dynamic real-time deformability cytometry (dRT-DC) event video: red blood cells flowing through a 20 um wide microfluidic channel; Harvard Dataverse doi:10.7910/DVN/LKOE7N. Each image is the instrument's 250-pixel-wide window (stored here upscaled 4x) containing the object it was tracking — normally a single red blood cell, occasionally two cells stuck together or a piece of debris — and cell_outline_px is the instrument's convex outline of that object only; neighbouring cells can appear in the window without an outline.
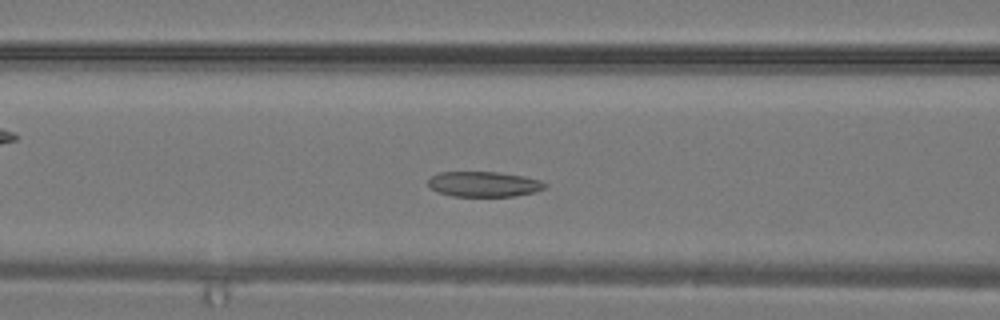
{"species": "common noctule bat (a hibernating species)", "species_latin": "Nyctalus noctula", "temperature_condition": "warm", "stored_images_in_passage": 31, "camera_frame_rate_fps": 3000, "um_per_image_px": 0.085, "animal": {"sex": "male", "body_mass_g": 19.2, "forearm_length_mm": 51.8}, "frame": {"image": 1, "passage_image": 11, "time_ms": 3.333, "image_size_px": [1000, 320], "cell_outline_px": [[548, 184], [544, 188], [536, 192], [516, 196], [452, 196], [440, 192], [432, 188], [428, 184], [428, 180], [432, 176], [440, 172], [496, 172], [524, 176], [540, 180]], "centroid_in_image_um": [41.17, 15.65], "position_along_channel_um": 125.4, "area_um2": 17.11}}
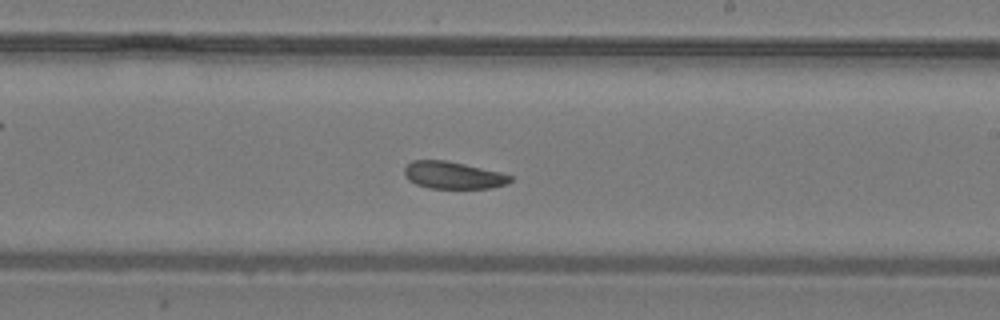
{"frame": {"image": 2, "passage_image": 17, "time_ms": 5.333, "image_size_px": [1000, 320], "cell_outline_px": [[512, 180], [504, 184], [492, 188], [428, 188], [416, 184], [408, 180], [404, 176], [404, 168], [412, 160], [448, 160], [500, 172], [512, 176]], "centroid_in_image_um": [38.48, 14.89], "position_along_channel_um": 250.5, "area_um2": 16.82}}
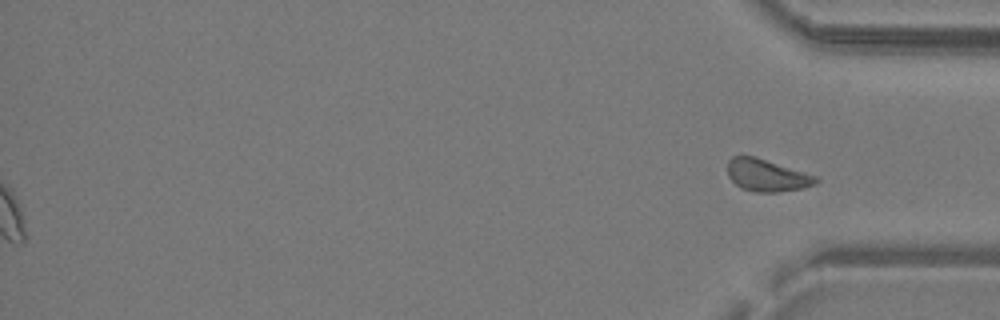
{"frame": {"image": 3, "passage_image": 31, "time_ms": 10.0, "image_size_px": [1000, 320], "cell_outline_px": [[820, 180], [816, 184], [804, 188], [776, 192], [752, 192], [740, 188], [728, 176], [728, 160], [732, 156], [756, 156], [816, 176]], "centroid_in_image_um": [65.18, 14.91], "position_along_channel_um": 370.0, "area_um2": 16.65}}